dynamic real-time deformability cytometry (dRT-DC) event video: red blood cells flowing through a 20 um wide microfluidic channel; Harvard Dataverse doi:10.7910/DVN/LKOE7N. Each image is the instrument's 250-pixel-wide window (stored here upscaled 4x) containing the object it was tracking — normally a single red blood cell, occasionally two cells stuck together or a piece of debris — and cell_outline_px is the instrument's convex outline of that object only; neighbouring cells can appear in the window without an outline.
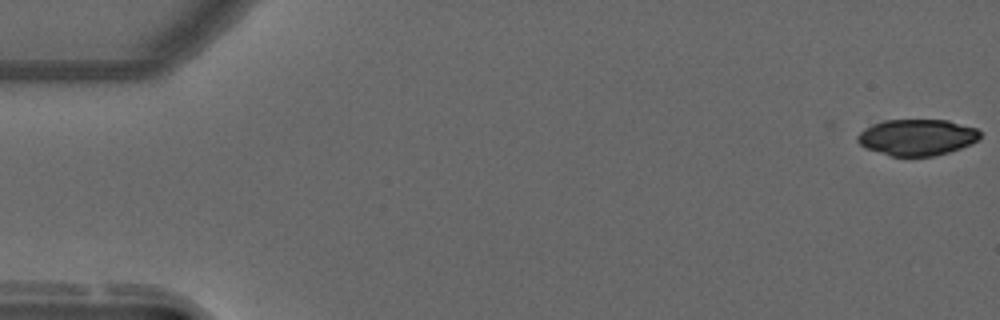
{"species": "common noctule bat (a hibernating species)", "species_latin": "Nyctalus noctula", "temperature_condition": "warm", "stored_images_in_passage": 11, "camera_frame_rate_fps": 3000, "um_per_image_px": 0.085, "animal": {"sex": "male", "forearm_length_mm": 52.5}, "frame": {"image": 1, "passage_image": 1, "time_ms": 0.0, "image_size_px": [1000, 320], "cell_outline_px": [[980, 136], [972, 144], [948, 152], [932, 156], [892, 156], [864, 148], [856, 140], [856, 136], [864, 128], [872, 124], [884, 120], [948, 120], [976, 128], [980, 132]], "centroid_in_image_um": [77.91, 11.66], "position_along_channel_um": 7.1, "area_um2": 25.89}}